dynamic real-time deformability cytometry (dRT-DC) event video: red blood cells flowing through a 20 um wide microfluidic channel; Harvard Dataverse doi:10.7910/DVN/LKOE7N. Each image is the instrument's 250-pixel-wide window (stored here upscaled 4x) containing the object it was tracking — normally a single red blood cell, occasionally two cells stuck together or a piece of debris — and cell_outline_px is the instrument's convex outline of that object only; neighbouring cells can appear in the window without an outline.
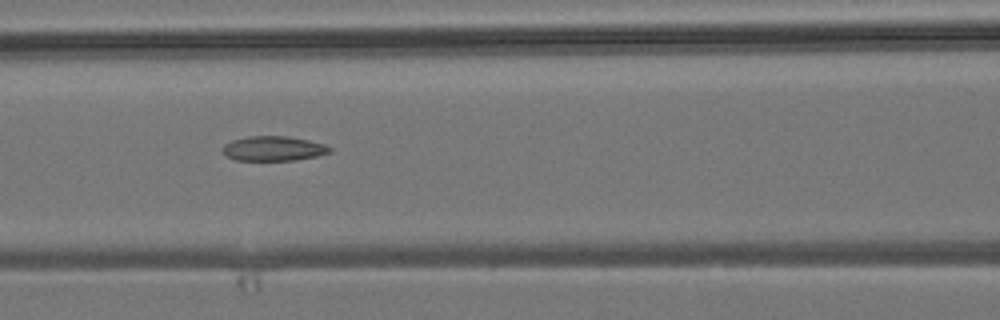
{"species": "common noctule bat (a hibernating species)", "species_latin": "Nyctalus noctula", "temperature_condition": "room temperature", "stored_images_in_passage": 9, "camera_frame_rate_fps": 3000, "um_per_image_px": 0.085, "animal": {"sex": "male", "body_mass_g": 19.2, "forearm_length_mm": 51.8}, "frame": {"image": 1, "passage_image": 7, "time_ms": 7.0, "image_size_px": [1000, 320], "cell_outline_px": [[332, 152], [316, 156], [296, 160], [236, 160], [228, 156], [224, 152], [224, 144], [232, 140], [248, 136], [288, 136], [308, 140], [324, 144], [332, 148]], "centroid_in_image_um": [23.28, 12.62], "position_along_channel_um": 143.3, "area_um2": 15.32}}
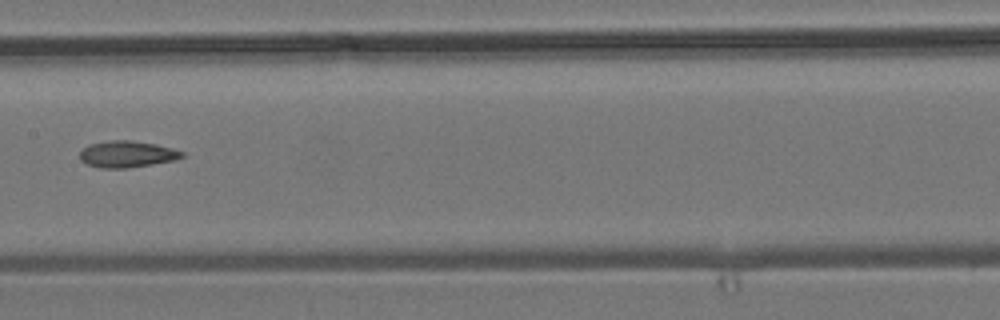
{"frame": {"image": 2, "passage_image": 8, "time_ms": 8.333, "image_size_px": [1000, 320], "cell_outline_px": [[184, 156], [176, 160], [128, 168], [100, 168], [88, 164], [80, 160], [80, 152], [88, 144], [112, 140], [132, 140], [156, 144], [172, 148], [184, 152]], "centroid_in_image_um": [10.81, 13.1], "position_along_channel_um": 196.6, "area_um2": 15.84}}
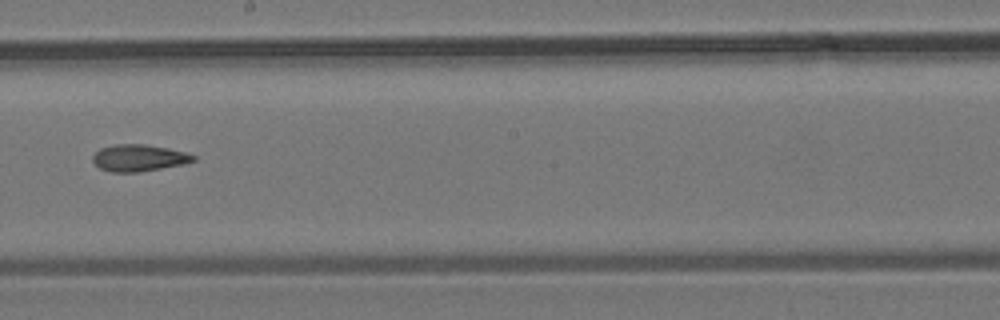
{"frame": {"image": 3, "passage_image": 9, "time_ms": 9.333, "image_size_px": [1000, 320], "cell_outline_px": [[196, 160], [184, 164], [140, 172], [112, 172], [100, 168], [92, 160], [92, 156], [100, 148], [116, 144], [144, 144], [168, 148], [184, 152], [196, 156]], "centroid_in_image_um": [11.81, 13.42], "position_along_channel_um": 236.4, "area_um2": 15.66}}